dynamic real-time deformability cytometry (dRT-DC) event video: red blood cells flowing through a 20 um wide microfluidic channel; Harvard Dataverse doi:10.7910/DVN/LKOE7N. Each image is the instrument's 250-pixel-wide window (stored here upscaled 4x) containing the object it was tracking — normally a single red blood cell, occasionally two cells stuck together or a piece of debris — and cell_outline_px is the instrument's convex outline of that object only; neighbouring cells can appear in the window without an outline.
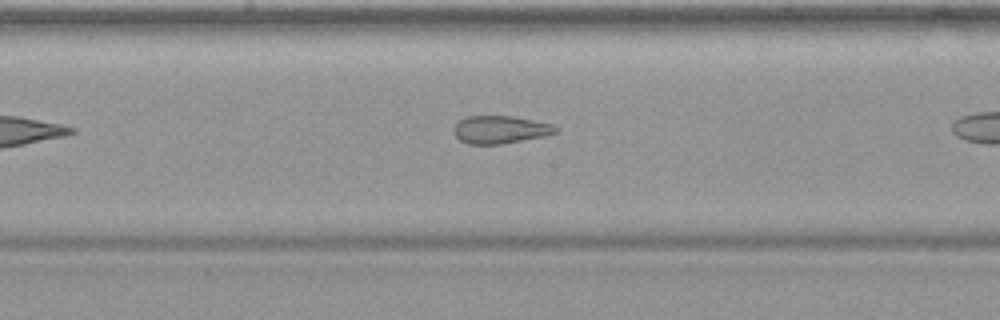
{"species": "common noctule bat (a hibernating species)", "species_latin": "Nyctalus noctula", "temperature_condition": "warm", "stored_images_in_passage": 25, "camera_frame_rate_fps": 3000, "um_per_image_px": 0.085, "animal": {"sex": "female", "body_mass_g": 19.9}, "frame": {"image": 1, "passage_image": 11, "time_ms": 3.333, "image_size_px": [1000, 320], "cell_outline_px": [[560, 132], [544, 136], [500, 144], [468, 144], [460, 140], [452, 132], [452, 128], [464, 116], [512, 116], [552, 124], [560, 128]], "centroid_in_image_um": [42.52, 11.01], "position_along_channel_um": 205.7, "area_um2": 16.59}}
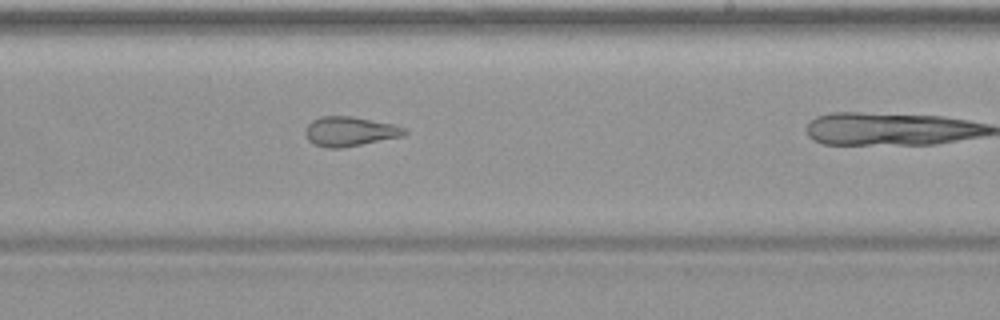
{"frame": {"image": 2, "passage_image": 15, "time_ms": 4.667, "image_size_px": [1000, 320], "cell_outline_px": [[408, 132], [404, 136], [340, 148], [324, 148], [312, 144], [308, 140], [304, 132], [308, 124], [312, 120], [320, 116], [352, 116], [392, 124], [404, 128]], "centroid_in_image_um": [29.69, 11.17], "position_along_channel_um": 259.3, "area_um2": 17.11}}